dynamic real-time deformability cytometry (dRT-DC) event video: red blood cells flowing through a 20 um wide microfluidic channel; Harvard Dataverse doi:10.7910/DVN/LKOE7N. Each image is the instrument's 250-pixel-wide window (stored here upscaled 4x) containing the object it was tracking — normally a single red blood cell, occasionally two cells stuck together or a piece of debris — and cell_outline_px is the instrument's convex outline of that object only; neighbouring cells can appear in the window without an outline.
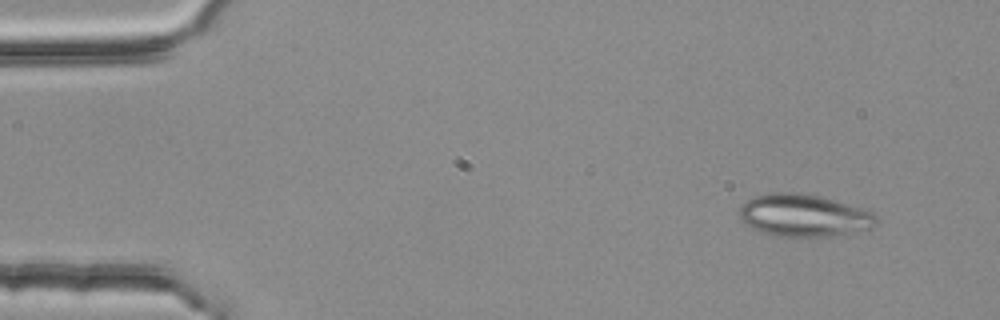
{"species": "common noctule bat (a hibernating species)", "species_latin": "Nyctalus noctula", "temperature_condition": "room temperature", "stored_images_in_passage": 3, "camera_frame_rate_fps": 3000, "um_per_image_px": 0.085, "animal": {"sex": "female", "body_mass_g": 25.1}, "frame": {"image": 1, "passage_image": 1, "time_ms": 0.0, "image_size_px": [1000, 320], "cell_outline_px": [[876, 224], [872, 228], [824, 236], [776, 236], [752, 228], [740, 220], [740, 208], [748, 200], [756, 196], [768, 192], [796, 192], [820, 196], [836, 200], [872, 212], [876, 216]], "centroid_in_image_um": [68.3, 18.29], "position_along_channel_um": 16.7, "area_um2": 33.29}}